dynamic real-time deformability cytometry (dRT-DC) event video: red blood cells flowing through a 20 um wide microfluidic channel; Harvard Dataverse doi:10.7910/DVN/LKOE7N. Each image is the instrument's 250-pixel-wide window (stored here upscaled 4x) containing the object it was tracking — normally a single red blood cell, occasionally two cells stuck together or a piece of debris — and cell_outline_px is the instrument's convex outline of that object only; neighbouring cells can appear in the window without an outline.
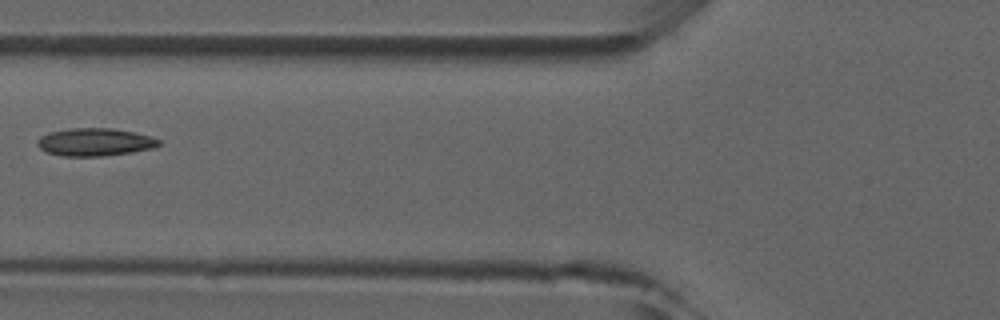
{"species": "common noctule bat (a hibernating species)", "species_latin": "Nyctalus noctula", "temperature_condition": "room temperature", "stored_images_in_passage": 4, "camera_frame_rate_fps": 3000, "um_per_image_px": 0.085, "animal": {"sex": "male", "forearm_length_mm": 52.5}, "frame": {"image": 1, "passage_image": 4, "time_ms": 4.333, "image_size_px": [1000, 320], "cell_outline_px": [[160, 144], [152, 148], [132, 152], [104, 156], [60, 156], [48, 152], [40, 148], [36, 144], [36, 140], [40, 136], [48, 132], [72, 128], [112, 128], [152, 136], [160, 140]], "centroid_in_image_um": [8.04, 12.07], "position_along_channel_um": 117.8, "area_um2": 19.71}}